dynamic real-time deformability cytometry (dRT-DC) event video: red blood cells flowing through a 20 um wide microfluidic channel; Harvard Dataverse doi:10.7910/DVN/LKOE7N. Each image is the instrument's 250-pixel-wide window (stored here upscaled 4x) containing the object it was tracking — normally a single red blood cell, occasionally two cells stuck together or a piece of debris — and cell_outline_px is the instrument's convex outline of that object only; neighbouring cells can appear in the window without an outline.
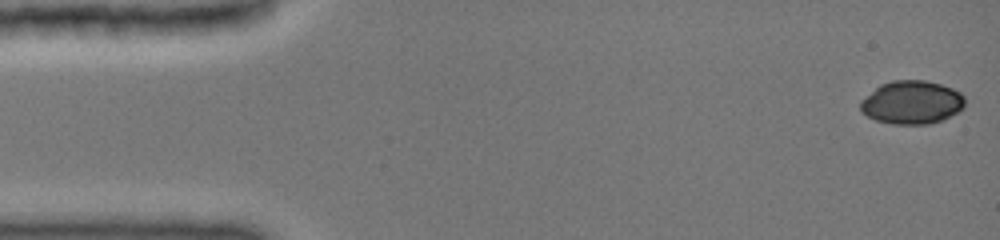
{"species": "common noctule bat (a hibernating species)", "species_latin": "Nyctalus noctula", "temperature_condition": "cold", "stored_images_in_passage": 63, "camera_frame_rate_fps": 3000, "um_per_image_px": 0.085, "animal": {"sex": "female", "body_mass_g": 19.0, "forearm_length_mm": 51.5}, "frame": {"image": 1, "passage_image": 1, "time_ms": 0.0, "image_size_px": [1000, 240], "cell_outline_px": [[964, 108], [940, 120], [928, 124], [892, 124], [876, 120], [860, 112], [860, 100], [880, 84], [892, 80], [924, 80], [940, 84], [952, 88], [960, 92], [964, 96]], "centroid_in_image_um": [77.47, 8.69], "position_along_channel_um": 7.5, "area_um2": 26.36}}
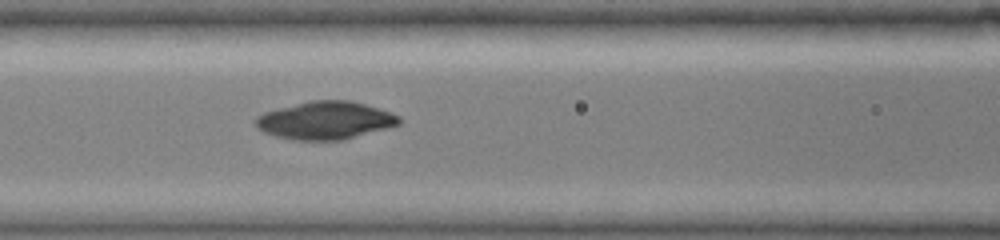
{"frame": {"image": 2, "passage_image": 21, "time_ms": 6.333, "image_size_px": [1000, 240], "cell_outline_px": [[400, 124], [344, 140], [296, 140], [276, 136], [264, 132], [256, 124], [256, 116], [264, 112], [312, 100], [348, 100], [364, 104], [400, 116]], "centroid_in_image_um": [27.65, 10.24], "position_along_channel_um": 138.9, "area_um2": 31.15}}
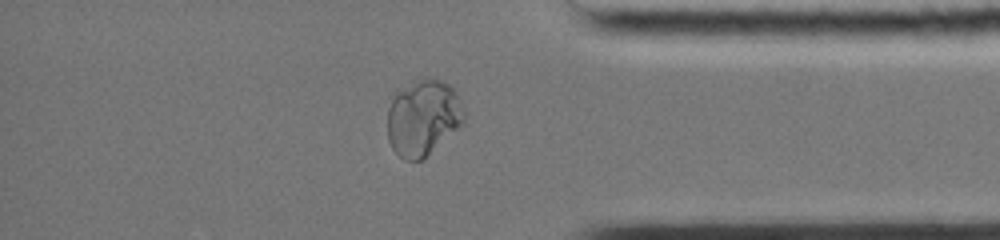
{"frame": {"image": 3, "passage_image": 51, "time_ms": 13.0, "image_size_px": [1000, 240], "cell_outline_px": [[464, 120], [424, 160], [404, 160], [392, 148], [388, 140], [388, 108], [392, 92], [420, 80], [440, 80], [448, 84], [456, 92], [464, 108]], "centroid_in_image_um": [35.92, 10.02], "position_along_channel_um": 399.3, "area_um2": 33.64}}